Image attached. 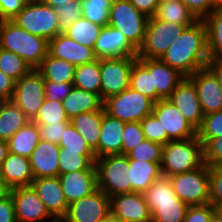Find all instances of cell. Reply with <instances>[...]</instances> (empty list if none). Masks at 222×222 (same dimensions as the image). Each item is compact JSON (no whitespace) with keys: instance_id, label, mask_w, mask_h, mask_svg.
Returning <instances> with one entry per match:
<instances>
[{"instance_id":"6da1fadb","label":"cell","mask_w":222,"mask_h":222,"mask_svg":"<svg viewBox=\"0 0 222 222\" xmlns=\"http://www.w3.org/2000/svg\"><path fill=\"white\" fill-rule=\"evenodd\" d=\"M161 60L185 77L207 66L209 54L207 48V29L203 20L187 27L172 42Z\"/></svg>"},{"instance_id":"7a4b0ae2","label":"cell","mask_w":222,"mask_h":222,"mask_svg":"<svg viewBox=\"0 0 222 222\" xmlns=\"http://www.w3.org/2000/svg\"><path fill=\"white\" fill-rule=\"evenodd\" d=\"M0 48L24 59L37 69L48 54V40L28 33L12 20L0 21Z\"/></svg>"},{"instance_id":"3957f363","label":"cell","mask_w":222,"mask_h":222,"mask_svg":"<svg viewBox=\"0 0 222 222\" xmlns=\"http://www.w3.org/2000/svg\"><path fill=\"white\" fill-rule=\"evenodd\" d=\"M203 144L198 136L171 140L163 146L161 173L170 177L203 166Z\"/></svg>"},{"instance_id":"277c9868","label":"cell","mask_w":222,"mask_h":222,"mask_svg":"<svg viewBox=\"0 0 222 222\" xmlns=\"http://www.w3.org/2000/svg\"><path fill=\"white\" fill-rule=\"evenodd\" d=\"M97 188L109 198L131 193L130 166L127 155L115 154L96 158Z\"/></svg>"},{"instance_id":"5b68a950","label":"cell","mask_w":222,"mask_h":222,"mask_svg":"<svg viewBox=\"0 0 222 222\" xmlns=\"http://www.w3.org/2000/svg\"><path fill=\"white\" fill-rule=\"evenodd\" d=\"M12 21L28 33L48 41L62 33L55 9L40 0H28Z\"/></svg>"},{"instance_id":"8992f818","label":"cell","mask_w":222,"mask_h":222,"mask_svg":"<svg viewBox=\"0 0 222 222\" xmlns=\"http://www.w3.org/2000/svg\"><path fill=\"white\" fill-rule=\"evenodd\" d=\"M183 24L172 23L149 17L143 42L137 50V58L161 59L167 49L187 28Z\"/></svg>"},{"instance_id":"52a82bcc","label":"cell","mask_w":222,"mask_h":222,"mask_svg":"<svg viewBox=\"0 0 222 222\" xmlns=\"http://www.w3.org/2000/svg\"><path fill=\"white\" fill-rule=\"evenodd\" d=\"M154 103L151 98L128 87L104 100L103 108L106 114L124 123L140 122L152 113Z\"/></svg>"},{"instance_id":"ba28073f","label":"cell","mask_w":222,"mask_h":222,"mask_svg":"<svg viewBox=\"0 0 222 222\" xmlns=\"http://www.w3.org/2000/svg\"><path fill=\"white\" fill-rule=\"evenodd\" d=\"M148 18L130 0H113L108 25L121 31L138 50L144 39Z\"/></svg>"},{"instance_id":"9c48e42d","label":"cell","mask_w":222,"mask_h":222,"mask_svg":"<svg viewBox=\"0 0 222 222\" xmlns=\"http://www.w3.org/2000/svg\"><path fill=\"white\" fill-rule=\"evenodd\" d=\"M175 194L188 205L210 203L209 166L169 177Z\"/></svg>"},{"instance_id":"30bf717a","label":"cell","mask_w":222,"mask_h":222,"mask_svg":"<svg viewBox=\"0 0 222 222\" xmlns=\"http://www.w3.org/2000/svg\"><path fill=\"white\" fill-rule=\"evenodd\" d=\"M45 100L44 79L37 69H32L15 83L11 101L32 121Z\"/></svg>"},{"instance_id":"8fae6325","label":"cell","mask_w":222,"mask_h":222,"mask_svg":"<svg viewBox=\"0 0 222 222\" xmlns=\"http://www.w3.org/2000/svg\"><path fill=\"white\" fill-rule=\"evenodd\" d=\"M137 57L100 59V96L106 100L130 87V74Z\"/></svg>"},{"instance_id":"7c38bea8","label":"cell","mask_w":222,"mask_h":222,"mask_svg":"<svg viewBox=\"0 0 222 222\" xmlns=\"http://www.w3.org/2000/svg\"><path fill=\"white\" fill-rule=\"evenodd\" d=\"M111 215L110 198L99 188L69 204L60 222H97Z\"/></svg>"},{"instance_id":"4fadbf2b","label":"cell","mask_w":222,"mask_h":222,"mask_svg":"<svg viewBox=\"0 0 222 222\" xmlns=\"http://www.w3.org/2000/svg\"><path fill=\"white\" fill-rule=\"evenodd\" d=\"M10 194L14 203L16 222H43L46 218L49 222H57L31 185L12 188Z\"/></svg>"},{"instance_id":"5bb4252c","label":"cell","mask_w":222,"mask_h":222,"mask_svg":"<svg viewBox=\"0 0 222 222\" xmlns=\"http://www.w3.org/2000/svg\"><path fill=\"white\" fill-rule=\"evenodd\" d=\"M152 114L161 123L163 133H167L170 140L197 136V130L186 121L178 108L168 99L155 102Z\"/></svg>"},{"instance_id":"9a60e30c","label":"cell","mask_w":222,"mask_h":222,"mask_svg":"<svg viewBox=\"0 0 222 222\" xmlns=\"http://www.w3.org/2000/svg\"><path fill=\"white\" fill-rule=\"evenodd\" d=\"M111 215L117 222L151 221V213L143 193H125L110 197Z\"/></svg>"},{"instance_id":"2e32d148","label":"cell","mask_w":222,"mask_h":222,"mask_svg":"<svg viewBox=\"0 0 222 222\" xmlns=\"http://www.w3.org/2000/svg\"><path fill=\"white\" fill-rule=\"evenodd\" d=\"M195 86L204 115L222 110V88L215 75L207 68L187 77Z\"/></svg>"},{"instance_id":"e0dca14e","label":"cell","mask_w":222,"mask_h":222,"mask_svg":"<svg viewBox=\"0 0 222 222\" xmlns=\"http://www.w3.org/2000/svg\"><path fill=\"white\" fill-rule=\"evenodd\" d=\"M97 59L137 57V49L121 31L109 25L103 26L93 47Z\"/></svg>"},{"instance_id":"ac0fdd59","label":"cell","mask_w":222,"mask_h":222,"mask_svg":"<svg viewBox=\"0 0 222 222\" xmlns=\"http://www.w3.org/2000/svg\"><path fill=\"white\" fill-rule=\"evenodd\" d=\"M181 112L186 121L198 130L204 114L194 84L185 77L168 98Z\"/></svg>"},{"instance_id":"d6986e66","label":"cell","mask_w":222,"mask_h":222,"mask_svg":"<svg viewBox=\"0 0 222 222\" xmlns=\"http://www.w3.org/2000/svg\"><path fill=\"white\" fill-rule=\"evenodd\" d=\"M152 75L153 88H156V102L168 99L172 91L185 78L178 70L171 68L161 59L137 58Z\"/></svg>"},{"instance_id":"ffe728a7","label":"cell","mask_w":222,"mask_h":222,"mask_svg":"<svg viewBox=\"0 0 222 222\" xmlns=\"http://www.w3.org/2000/svg\"><path fill=\"white\" fill-rule=\"evenodd\" d=\"M31 186L42 200L49 214L60 222L69 206L57 177H39L33 179Z\"/></svg>"},{"instance_id":"44dd1931","label":"cell","mask_w":222,"mask_h":222,"mask_svg":"<svg viewBox=\"0 0 222 222\" xmlns=\"http://www.w3.org/2000/svg\"><path fill=\"white\" fill-rule=\"evenodd\" d=\"M48 54L57 59L66 60L75 66L97 59L93 48L75 42L63 32L48 41Z\"/></svg>"},{"instance_id":"7402d4cb","label":"cell","mask_w":222,"mask_h":222,"mask_svg":"<svg viewBox=\"0 0 222 222\" xmlns=\"http://www.w3.org/2000/svg\"><path fill=\"white\" fill-rule=\"evenodd\" d=\"M59 153L58 144L39 140L29 157L34 179L59 176Z\"/></svg>"},{"instance_id":"603a6c76","label":"cell","mask_w":222,"mask_h":222,"mask_svg":"<svg viewBox=\"0 0 222 222\" xmlns=\"http://www.w3.org/2000/svg\"><path fill=\"white\" fill-rule=\"evenodd\" d=\"M58 178L68 204L97 189V171H74L60 174Z\"/></svg>"},{"instance_id":"cb8c5ba5","label":"cell","mask_w":222,"mask_h":222,"mask_svg":"<svg viewBox=\"0 0 222 222\" xmlns=\"http://www.w3.org/2000/svg\"><path fill=\"white\" fill-rule=\"evenodd\" d=\"M124 125L123 121L109 116L103 110L98 148L94 151L96 158L121 154Z\"/></svg>"},{"instance_id":"d4e9b609","label":"cell","mask_w":222,"mask_h":222,"mask_svg":"<svg viewBox=\"0 0 222 222\" xmlns=\"http://www.w3.org/2000/svg\"><path fill=\"white\" fill-rule=\"evenodd\" d=\"M0 176L10 189L30 186L34 179L29 158L10 152L2 162Z\"/></svg>"},{"instance_id":"484cf974","label":"cell","mask_w":222,"mask_h":222,"mask_svg":"<svg viewBox=\"0 0 222 222\" xmlns=\"http://www.w3.org/2000/svg\"><path fill=\"white\" fill-rule=\"evenodd\" d=\"M104 101L99 94L91 93L77 87L62 101L63 108L69 119L81 113L104 110Z\"/></svg>"},{"instance_id":"4316f807","label":"cell","mask_w":222,"mask_h":222,"mask_svg":"<svg viewBox=\"0 0 222 222\" xmlns=\"http://www.w3.org/2000/svg\"><path fill=\"white\" fill-rule=\"evenodd\" d=\"M102 119L103 110L81 113L70 119V124L93 152L98 148Z\"/></svg>"},{"instance_id":"83f0119b","label":"cell","mask_w":222,"mask_h":222,"mask_svg":"<svg viewBox=\"0 0 222 222\" xmlns=\"http://www.w3.org/2000/svg\"><path fill=\"white\" fill-rule=\"evenodd\" d=\"M131 193H145L151 184L159 178L161 168L158 163L129 160Z\"/></svg>"},{"instance_id":"f1b7e54d","label":"cell","mask_w":222,"mask_h":222,"mask_svg":"<svg viewBox=\"0 0 222 222\" xmlns=\"http://www.w3.org/2000/svg\"><path fill=\"white\" fill-rule=\"evenodd\" d=\"M30 120L11 100L0 101V140L8 141Z\"/></svg>"},{"instance_id":"f546056e","label":"cell","mask_w":222,"mask_h":222,"mask_svg":"<svg viewBox=\"0 0 222 222\" xmlns=\"http://www.w3.org/2000/svg\"><path fill=\"white\" fill-rule=\"evenodd\" d=\"M76 66L72 63L57 59L47 54L37 70L43 76L44 81L55 83H73Z\"/></svg>"},{"instance_id":"4dcf8cb0","label":"cell","mask_w":222,"mask_h":222,"mask_svg":"<svg viewBox=\"0 0 222 222\" xmlns=\"http://www.w3.org/2000/svg\"><path fill=\"white\" fill-rule=\"evenodd\" d=\"M39 140L38 125L30 121L7 141L9 152L29 158Z\"/></svg>"},{"instance_id":"1f68e13d","label":"cell","mask_w":222,"mask_h":222,"mask_svg":"<svg viewBox=\"0 0 222 222\" xmlns=\"http://www.w3.org/2000/svg\"><path fill=\"white\" fill-rule=\"evenodd\" d=\"M152 222H184L188 204L182 200L147 202Z\"/></svg>"},{"instance_id":"d6a6232c","label":"cell","mask_w":222,"mask_h":222,"mask_svg":"<svg viewBox=\"0 0 222 222\" xmlns=\"http://www.w3.org/2000/svg\"><path fill=\"white\" fill-rule=\"evenodd\" d=\"M100 60L78 65L75 69L73 85L79 89L99 94L101 89Z\"/></svg>"},{"instance_id":"836d02e7","label":"cell","mask_w":222,"mask_h":222,"mask_svg":"<svg viewBox=\"0 0 222 222\" xmlns=\"http://www.w3.org/2000/svg\"><path fill=\"white\" fill-rule=\"evenodd\" d=\"M154 17L162 21L183 24L188 27L198 21L195 15L181 0L159 3Z\"/></svg>"},{"instance_id":"e575fe53","label":"cell","mask_w":222,"mask_h":222,"mask_svg":"<svg viewBox=\"0 0 222 222\" xmlns=\"http://www.w3.org/2000/svg\"><path fill=\"white\" fill-rule=\"evenodd\" d=\"M203 21L207 29L209 59H222V10H213Z\"/></svg>"},{"instance_id":"d590c367","label":"cell","mask_w":222,"mask_h":222,"mask_svg":"<svg viewBox=\"0 0 222 222\" xmlns=\"http://www.w3.org/2000/svg\"><path fill=\"white\" fill-rule=\"evenodd\" d=\"M103 26L95 24L84 17H80L63 31L75 42L93 48Z\"/></svg>"},{"instance_id":"8d00e7d4","label":"cell","mask_w":222,"mask_h":222,"mask_svg":"<svg viewBox=\"0 0 222 222\" xmlns=\"http://www.w3.org/2000/svg\"><path fill=\"white\" fill-rule=\"evenodd\" d=\"M95 154H80V151H60L59 175L74 171H96Z\"/></svg>"},{"instance_id":"74e56055","label":"cell","mask_w":222,"mask_h":222,"mask_svg":"<svg viewBox=\"0 0 222 222\" xmlns=\"http://www.w3.org/2000/svg\"><path fill=\"white\" fill-rule=\"evenodd\" d=\"M32 122L38 126H44L51 124H69L70 119L66 115L62 101L48 100L45 98L44 103L40 106Z\"/></svg>"},{"instance_id":"f35d334b","label":"cell","mask_w":222,"mask_h":222,"mask_svg":"<svg viewBox=\"0 0 222 222\" xmlns=\"http://www.w3.org/2000/svg\"><path fill=\"white\" fill-rule=\"evenodd\" d=\"M81 16L100 26H107L113 0H80Z\"/></svg>"},{"instance_id":"ab89813d","label":"cell","mask_w":222,"mask_h":222,"mask_svg":"<svg viewBox=\"0 0 222 222\" xmlns=\"http://www.w3.org/2000/svg\"><path fill=\"white\" fill-rule=\"evenodd\" d=\"M130 87L156 102V88H153L152 75L138 60L132 65Z\"/></svg>"},{"instance_id":"60d3db41","label":"cell","mask_w":222,"mask_h":222,"mask_svg":"<svg viewBox=\"0 0 222 222\" xmlns=\"http://www.w3.org/2000/svg\"><path fill=\"white\" fill-rule=\"evenodd\" d=\"M0 70L15 81H18L21 77L28 74L32 68L17 54L0 48Z\"/></svg>"},{"instance_id":"b9f144b4","label":"cell","mask_w":222,"mask_h":222,"mask_svg":"<svg viewBox=\"0 0 222 222\" xmlns=\"http://www.w3.org/2000/svg\"><path fill=\"white\" fill-rule=\"evenodd\" d=\"M146 202L181 200L174 192L169 177L161 175L144 193Z\"/></svg>"},{"instance_id":"7bdbcfd3","label":"cell","mask_w":222,"mask_h":222,"mask_svg":"<svg viewBox=\"0 0 222 222\" xmlns=\"http://www.w3.org/2000/svg\"><path fill=\"white\" fill-rule=\"evenodd\" d=\"M163 145L145 139L127 154L129 160L161 164Z\"/></svg>"},{"instance_id":"ee69618b","label":"cell","mask_w":222,"mask_h":222,"mask_svg":"<svg viewBox=\"0 0 222 222\" xmlns=\"http://www.w3.org/2000/svg\"><path fill=\"white\" fill-rule=\"evenodd\" d=\"M58 145L60 151H80V154H94L82 136L70 123L64 129L62 139Z\"/></svg>"},{"instance_id":"f6af8a7d","label":"cell","mask_w":222,"mask_h":222,"mask_svg":"<svg viewBox=\"0 0 222 222\" xmlns=\"http://www.w3.org/2000/svg\"><path fill=\"white\" fill-rule=\"evenodd\" d=\"M197 136L202 144L210 138L222 137V110L204 115Z\"/></svg>"},{"instance_id":"bcb514c9","label":"cell","mask_w":222,"mask_h":222,"mask_svg":"<svg viewBox=\"0 0 222 222\" xmlns=\"http://www.w3.org/2000/svg\"><path fill=\"white\" fill-rule=\"evenodd\" d=\"M140 125L144 136L147 140L161 145L167 144L171 141L167 133H163V127L156 117L151 113L140 121Z\"/></svg>"},{"instance_id":"7dc6e473","label":"cell","mask_w":222,"mask_h":222,"mask_svg":"<svg viewBox=\"0 0 222 222\" xmlns=\"http://www.w3.org/2000/svg\"><path fill=\"white\" fill-rule=\"evenodd\" d=\"M145 139L140 122L125 123L121 154L127 155Z\"/></svg>"},{"instance_id":"c3c4849f","label":"cell","mask_w":222,"mask_h":222,"mask_svg":"<svg viewBox=\"0 0 222 222\" xmlns=\"http://www.w3.org/2000/svg\"><path fill=\"white\" fill-rule=\"evenodd\" d=\"M55 11L63 32L81 17V2L80 0H71L68 4L56 7Z\"/></svg>"},{"instance_id":"681fc988","label":"cell","mask_w":222,"mask_h":222,"mask_svg":"<svg viewBox=\"0 0 222 222\" xmlns=\"http://www.w3.org/2000/svg\"><path fill=\"white\" fill-rule=\"evenodd\" d=\"M210 203L222 207V165L209 167Z\"/></svg>"},{"instance_id":"f907efd6","label":"cell","mask_w":222,"mask_h":222,"mask_svg":"<svg viewBox=\"0 0 222 222\" xmlns=\"http://www.w3.org/2000/svg\"><path fill=\"white\" fill-rule=\"evenodd\" d=\"M203 161L209 167L222 165V137L210 138L203 143Z\"/></svg>"},{"instance_id":"816d5d0a","label":"cell","mask_w":222,"mask_h":222,"mask_svg":"<svg viewBox=\"0 0 222 222\" xmlns=\"http://www.w3.org/2000/svg\"><path fill=\"white\" fill-rule=\"evenodd\" d=\"M217 208L211 204L189 205L184 222H211L213 213Z\"/></svg>"},{"instance_id":"f5cc1de1","label":"cell","mask_w":222,"mask_h":222,"mask_svg":"<svg viewBox=\"0 0 222 222\" xmlns=\"http://www.w3.org/2000/svg\"><path fill=\"white\" fill-rule=\"evenodd\" d=\"M45 98L54 101H63L64 98L71 92L73 83H55L44 81Z\"/></svg>"},{"instance_id":"db71d44e","label":"cell","mask_w":222,"mask_h":222,"mask_svg":"<svg viewBox=\"0 0 222 222\" xmlns=\"http://www.w3.org/2000/svg\"><path fill=\"white\" fill-rule=\"evenodd\" d=\"M67 125L68 124H51L38 126L40 140L59 144Z\"/></svg>"},{"instance_id":"11a10c76","label":"cell","mask_w":222,"mask_h":222,"mask_svg":"<svg viewBox=\"0 0 222 222\" xmlns=\"http://www.w3.org/2000/svg\"><path fill=\"white\" fill-rule=\"evenodd\" d=\"M28 0H0V21L12 20Z\"/></svg>"},{"instance_id":"9f6ffc18","label":"cell","mask_w":222,"mask_h":222,"mask_svg":"<svg viewBox=\"0 0 222 222\" xmlns=\"http://www.w3.org/2000/svg\"><path fill=\"white\" fill-rule=\"evenodd\" d=\"M198 20L211 13V0H181Z\"/></svg>"},{"instance_id":"6f0895ef","label":"cell","mask_w":222,"mask_h":222,"mask_svg":"<svg viewBox=\"0 0 222 222\" xmlns=\"http://www.w3.org/2000/svg\"><path fill=\"white\" fill-rule=\"evenodd\" d=\"M0 222H16L14 203L10 193L0 199Z\"/></svg>"},{"instance_id":"680465c9","label":"cell","mask_w":222,"mask_h":222,"mask_svg":"<svg viewBox=\"0 0 222 222\" xmlns=\"http://www.w3.org/2000/svg\"><path fill=\"white\" fill-rule=\"evenodd\" d=\"M16 81L0 70V101L11 100Z\"/></svg>"},{"instance_id":"91938a15","label":"cell","mask_w":222,"mask_h":222,"mask_svg":"<svg viewBox=\"0 0 222 222\" xmlns=\"http://www.w3.org/2000/svg\"><path fill=\"white\" fill-rule=\"evenodd\" d=\"M138 11L144 13L147 17L154 16L159 0H130Z\"/></svg>"},{"instance_id":"94428289","label":"cell","mask_w":222,"mask_h":222,"mask_svg":"<svg viewBox=\"0 0 222 222\" xmlns=\"http://www.w3.org/2000/svg\"><path fill=\"white\" fill-rule=\"evenodd\" d=\"M206 67L215 75L222 88V59H209Z\"/></svg>"},{"instance_id":"6125c7cd","label":"cell","mask_w":222,"mask_h":222,"mask_svg":"<svg viewBox=\"0 0 222 222\" xmlns=\"http://www.w3.org/2000/svg\"><path fill=\"white\" fill-rule=\"evenodd\" d=\"M9 154V146L7 141L0 140V168L2 162L6 159Z\"/></svg>"},{"instance_id":"be15d7a7","label":"cell","mask_w":222,"mask_h":222,"mask_svg":"<svg viewBox=\"0 0 222 222\" xmlns=\"http://www.w3.org/2000/svg\"><path fill=\"white\" fill-rule=\"evenodd\" d=\"M42 3L51 6L52 8L59 7L60 5L68 4L71 0H40Z\"/></svg>"},{"instance_id":"e7e4bbea","label":"cell","mask_w":222,"mask_h":222,"mask_svg":"<svg viewBox=\"0 0 222 222\" xmlns=\"http://www.w3.org/2000/svg\"><path fill=\"white\" fill-rule=\"evenodd\" d=\"M10 193V188L5 184L0 176V199Z\"/></svg>"},{"instance_id":"03108f58","label":"cell","mask_w":222,"mask_h":222,"mask_svg":"<svg viewBox=\"0 0 222 222\" xmlns=\"http://www.w3.org/2000/svg\"><path fill=\"white\" fill-rule=\"evenodd\" d=\"M211 222H222V210L221 209H217L211 218Z\"/></svg>"},{"instance_id":"003e7915","label":"cell","mask_w":222,"mask_h":222,"mask_svg":"<svg viewBox=\"0 0 222 222\" xmlns=\"http://www.w3.org/2000/svg\"><path fill=\"white\" fill-rule=\"evenodd\" d=\"M213 10H222V0H211V12Z\"/></svg>"},{"instance_id":"a7ac6f4b","label":"cell","mask_w":222,"mask_h":222,"mask_svg":"<svg viewBox=\"0 0 222 222\" xmlns=\"http://www.w3.org/2000/svg\"><path fill=\"white\" fill-rule=\"evenodd\" d=\"M97 222H117L112 215H110L109 217L105 218L104 220L101 221H97Z\"/></svg>"},{"instance_id":"89a4df30","label":"cell","mask_w":222,"mask_h":222,"mask_svg":"<svg viewBox=\"0 0 222 222\" xmlns=\"http://www.w3.org/2000/svg\"><path fill=\"white\" fill-rule=\"evenodd\" d=\"M173 1H179V0H159L160 3H167V2H173Z\"/></svg>"}]
</instances>
